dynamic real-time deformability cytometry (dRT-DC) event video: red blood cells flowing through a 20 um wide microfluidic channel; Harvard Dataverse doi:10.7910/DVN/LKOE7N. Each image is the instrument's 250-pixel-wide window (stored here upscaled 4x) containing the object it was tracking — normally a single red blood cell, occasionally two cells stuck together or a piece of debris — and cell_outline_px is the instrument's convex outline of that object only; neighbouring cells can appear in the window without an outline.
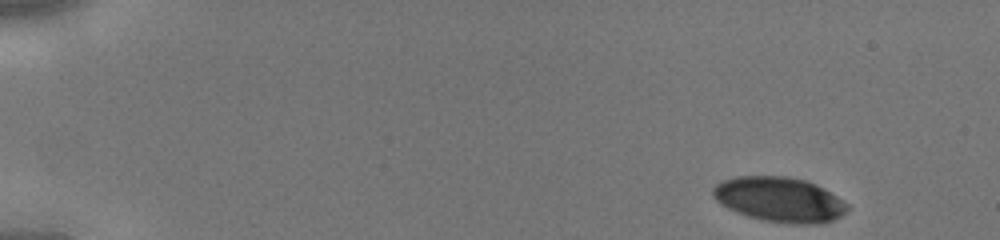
{"species": "human", "species_latin": "Homo sapiens", "temperature_condition": "cold", "stored_images_in_passage": 41, "camera_frame_rate_fps": 3000, "um_per_image_px": 0.085, "donor": {"sex": "male"}, "frame": {"image": 1, "passage_image": 1, "time_ms": 0.0, "image_size_px": [1000, 240], "cell_outline_px": [[848, 208], [840, 216], [824, 224], [792, 224], [764, 220], [748, 216], [736, 212], [720, 204], [712, 196], [712, 188], [716, 184], [724, 180], [736, 176], [788, 176], [804, 180], [816, 184], [824, 188], [848, 204]], "centroid_in_image_um": [66.24, 16.96], "position_along_channel_um": 18.8, "area_um2": 35.2}}
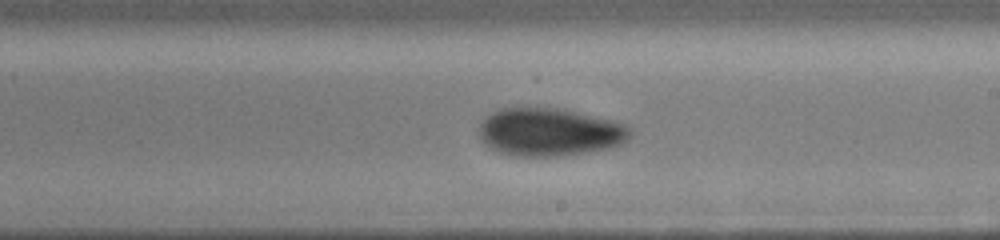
{"frame": {"image": 2, "passage_image": 24, "time_ms": 7.667, "image_size_px": [1000, 240], "cell_outline_px": [[632, 136], [628, 140], [620, 144], [608, 148], [564, 156], [512, 156], [488, 148], [480, 140], [476, 132], [480, 124], [492, 112], [500, 108], [524, 104], [556, 108], [576, 112], [612, 120], [624, 124], [632, 128]], "centroid_in_image_um": [46.65, 11.2], "position_along_channel_um": 242.4, "area_um2": 43.29}}
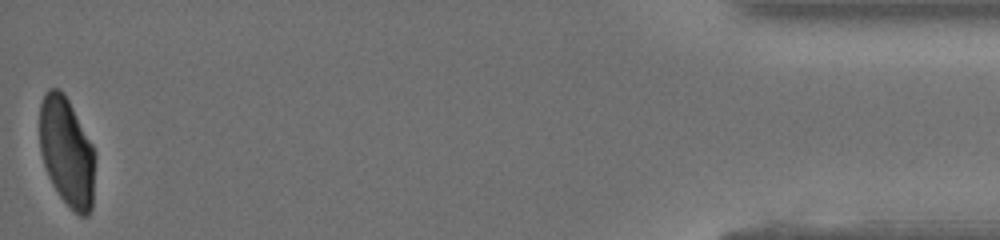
{"frame": {"image": 3, "passage_image": 41, "time_ms": 13.333, "image_size_px": [1000, 240], "cell_outline_px": [[96, 156], [92, 208], [88, 216], [80, 216], [60, 196], [52, 184], [48, 176], [40, 152], [40, 104], [44, 92], [48, 88], [60, 88], [64, 92], [92, 144], [96, 152]], "centroid_in_image_um": [5.69, 12.89], "position_along_channel_um": 429.5, "area_um2": 35.49}}